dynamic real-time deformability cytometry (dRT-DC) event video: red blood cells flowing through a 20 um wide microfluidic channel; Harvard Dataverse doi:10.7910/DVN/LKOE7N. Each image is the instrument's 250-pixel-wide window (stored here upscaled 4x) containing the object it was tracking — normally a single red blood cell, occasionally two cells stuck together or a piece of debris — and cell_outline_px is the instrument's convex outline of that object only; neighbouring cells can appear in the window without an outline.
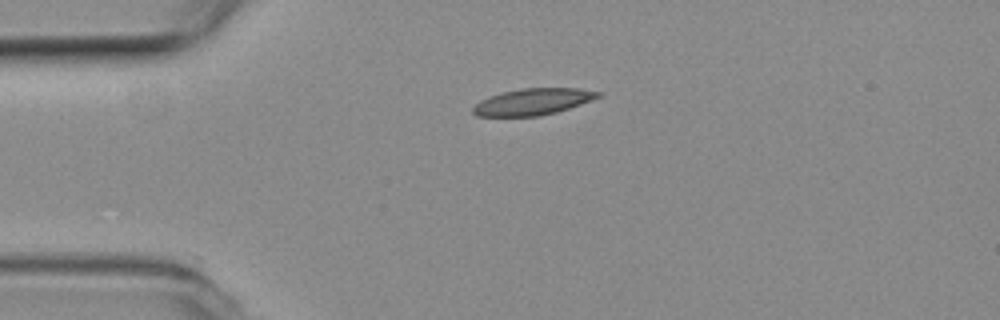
{"species": "common noctule bat (a hibernating species)", "species_latin": "Nyctalus noctula", "temperature_condition": "room temperature", "stored_images_in_passage": 6, "camera_frame_rate_fps": 3000, "um_per_image_px": 0.085, "animal": {"sex": "female", "body_mass_g": 19.3, "forearm_length_mm": 54.1}, "frame": {"image": 1, "passage_image": 1, "time_ms": 0.0, "image_size_px": [1000, 320], "cell_outline_px": [[604, 92], [600, 96], [592, 100], [556, 112], [540, 116], [476, 116], [472, 112], [472, 108], [480, 100], [504, 92], [520, 88], [580, 88]], "centroid_in_image_um": [45.32, 8.64], "position_along_channel_um": 39.7, "area_um2": 19.25}}
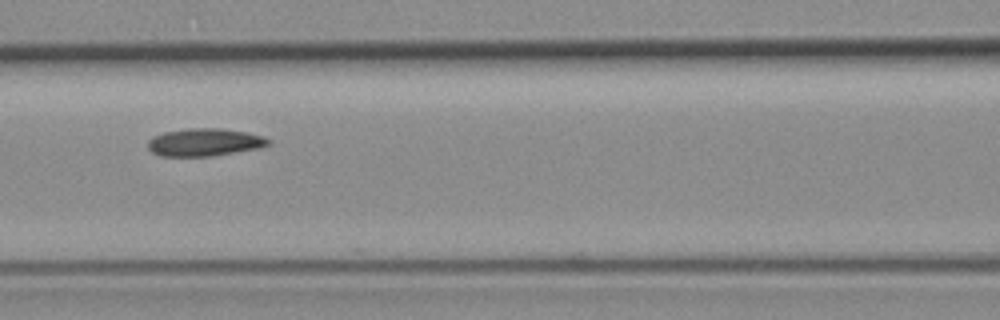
{"frame": {"image": 2, "passage_image": 4, "time_ms": 1.0, "image_size_px": [1000, 320], "cell_outline_px": [[272, 144], [260, 148], [212, 156], [160, 156], [152, 152], [148, 148], [148, 140], [152, 136], [164, 132], [188, 128], [220, 128], [248, 132], [264, 136], [272, 140]], "centroid_in_image_um": [17.42, 12.09], "position_along_channel_um": 149.2, "area_um2": 19.71}}
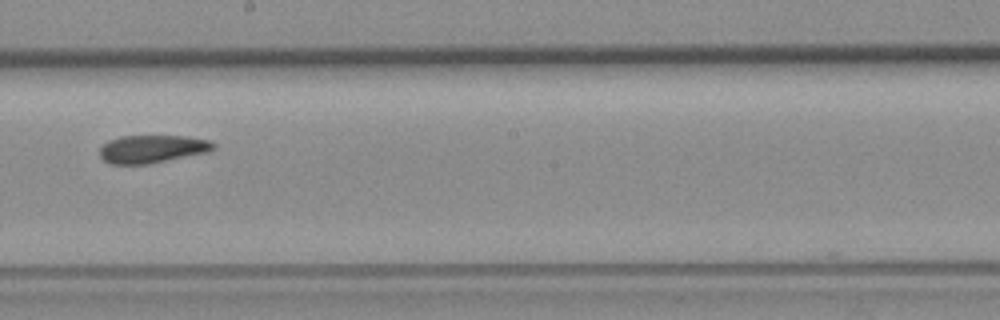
{"frame": {"image": 3, "passage_image": 6, "time_ms": 1.667, "image_size_px": [1000, 320], "cell_outline_px": [[216, 148], [208, 152], [148, 164], [112, 164], [104, 160], [100, 156], [100, 148], [108, 140], [120, 136], [184, 136], [208, 140], [216, 144]], "centroid_in_image_um": [12.94, 12.66], "position_along_channel_um": 235.3, "area_um2": 18.44}}